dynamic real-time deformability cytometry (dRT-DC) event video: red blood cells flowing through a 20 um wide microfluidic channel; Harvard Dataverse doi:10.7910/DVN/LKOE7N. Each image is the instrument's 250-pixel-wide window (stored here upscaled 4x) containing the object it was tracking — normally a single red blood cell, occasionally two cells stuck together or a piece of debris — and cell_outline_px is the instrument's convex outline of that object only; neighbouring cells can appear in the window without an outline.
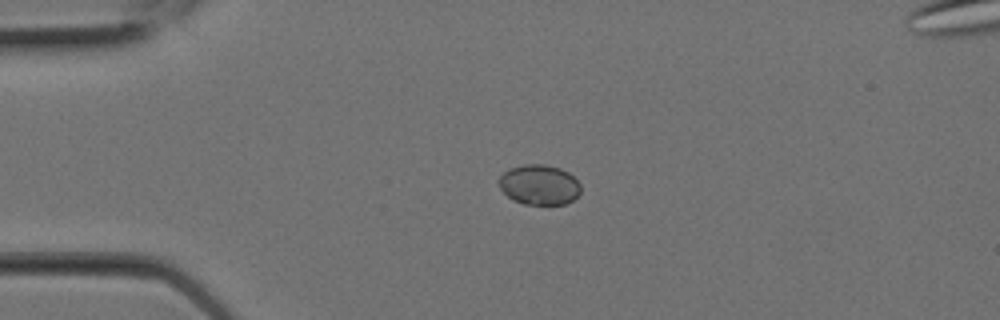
{"species": "Egyptian fruit bat (a non-hibernating species)", "species_latin": "Rousettus aegyptiacus", "temperature_condition": "room temperature", "stored_images_in_passage": 2, "camera_frame_rate_fps": 3000, "um_per_image_px": 0.085, "animal": {"sex": "female"}, "frame": {"image": 1, "passage_image": 1, "time_ms": 0.0, "image_size_px": [1000, 320], "cell_outline_px": [[580, 192], [572, 200], [564, 204], [524, 204], [512, 200], [500, 188], [496, 180], [508, 168], [524, 164], [544, 164], [560, 168], [568, 172], [580, 184]], "centroid_in_image_um": [45.79, 15.69], "position_along_channel_um": 39.2, "area_um2": 19.19}}